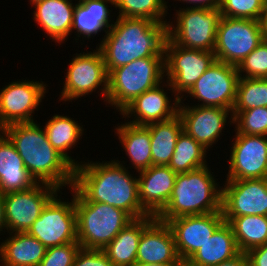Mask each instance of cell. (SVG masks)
<instances>
[{"mask_svg":"<svg viewBox=\"0 0 267 266\" xmlns=\"http://www.w3.org/2000/svg\"><path fill=\"white\" fill-rule=\"evenodd\" d=\"M118 160L111 162H82L74 168L70 188L85 201L101 202L120 208L133 219L150 216L138 197V178L132 177Z\"/></svg>","mask_w":267,"mask_h":266,"instance_id":"obj_1","label":"cell"},{"mask_svg":"<svg viewBox=\"0 0 267 266\" xmlns=\"http://www.w3.org/2000/svg\"><path fill=\"white\" fill-rule=\"evenodd\" d=\"M97 46L104 58L108 74L134 60L164 55L168 39V23L146 18L117 17L116 22Z\"/></svg>","mask_w":267,"mask_h":266,"instance_id":"obj_2","label":"cell"},{"mask_svg":"<svg viewBox=\"0 0 267 266\" xmlns=\"http://www.w3.org/2000/svg\"><path fill=\"white\" fill-rule=\"evenodd\" d=\"M33 122L15 123L3 132L14 144L24 166L37 183L73 186L74 167L50 144L44 128Z\"/></svg>","mask_w":267,"mask_h":266,"instance_id":"obj_3","label":"cell"},{"mask_svg":"<svg viewBox=\"0 0 267 266\" xmlns=\"http://www.w3.org/2000/svg\"><path fill=\"white\" fill-rule=\"evenodd\" d=\"M209 167L177 173L172 195L167 205L156 215L167 222L181 216L204 215L222 212L220 189Z\"/></svg>","mask_w":267,"mask_h":266,"instance_id":"obj_4","label":"cell"},{"mask_svg":"<svg viewBox=\"0 0 267 266\" xmlns=\"http://www.w3.org/2000/svg\"><path fill=\"white\" fill-rule=\"evenodd\" d=\"M77 238L81 248L103 250L133 218L124 210L85 201L75 190Z\"/></svg>","mask_w":267,"mask_h":266,"instance_id":"obj_5","label":"cell"},{"mask_svg":"<svg viewBox=\"0 0 267 266\" xmlns=\"http://www.w3.org/2000/svg\"><path fill=\"white\" fill-rule=\"evenodd\" d=\"M164 73V55L140 58L113 69L108 75L106 103L121 112L137 96L162 83Z\"/></svg>","mask_w":267,"mask_h":266,"instance_id":"obj_6","label":"cell"},{"mask_svg":"<svg viewBox=\"0 0 267 266\" xmlns=\"http://www.w3.org/2000/svg\"><path fill=\"white\" fill-rule=\"evenodd\" d=\"M175 16L176 24L168 23V39L173 44L190 49L214 51L221 18L220 8H180Z\"/></svg>","mask_w":267,"mask_h":266,"instance_id":"obj_7","label":"cell"},{"mask_svg":"<svg viewBox=\"0 0 267 266\" xmlns=\"http://www.w3.org/2000/svg\"><path fill=\"white\" fill-rule=\"evenodd\" d=\"M215 60V54L211 51L185 48L167 39L164 52L165 76H167L165 86L171 88L175 97L183 100L184 94Z\"/></svg>","mask_w":267,"mask_h":266,"instance_id":"obj_8","label":"cell"},{"mask_svg":"<svg viewBox=\"0 0 267 266\" xmlns=\"http://www.w3.org/2000/svg\"><path fill=\"white\" fill-rule=\"evenodd\" d=\"M263 39L261 21L221 16L213 53L216 60L237 67Z\"/></svg>","mask_w":267,"mask_h":266,"instance_id":"obj_9","label":"cell"},{"mask_svg":"<svg viewBox=\"0 0 267 266\" xmlns=\"http://www.w3.org/2000/svg\"><path fill=\"white\" fill-rule=\"evenodd\" d=\"M57 196L47 203L27 231L46 248L78 243L74 195L71 202L61 201Z\"/></svg>","mask_w":267,"mask_h":266,"instance_id":"obj_10","label":"cell"},{"mask_svg":"<svg viewBox=\"0 0 267 266\" xmlns=\"http://www.w3.org/2000/svg\"><path fill=\"white\" fill-rule=\"evenodd\" d=\"M80 53L72 58L66 72L65 84L60 100H77L88 95L98 88L101 90L104 102L108 92V72L103 55L98 47L89 53ZM101 86V88H100ZM103 87V88H102Z\"/></svg>","mask_w":267,"mask_h":266,"instance_id":"obj_11","label":"cell"},{"mask_svg":"<svg viewBox=\"0 0 267 266\" xmlns=\"http://www.w3.org/2000/svg\"><path fill=\"white\" fill-rule=\"evenodd\" d=\"M237 67L215 60L186 93L198 99L197 106L226 108L232 111L236 100Z\"/></svg>","mask_w":267,"mask_h":266,"instance_id":"obj_12","label":"cell"},{"mask_svg":"<svg viewBox=\"0 0 267 266\" xmlns=\"http://www.w3.org/2000/svg\"><path fill=\"white\" fill-rule=\"evenodd\" d=\"M58 191L50 184L37 183L30 189L4 194L7 232H27Z\"/></svg>","mask_w":267,"mask_h":266,"instance_id":"obj_13","label":"cell"},{"mask_svg":"<svg viewBox=\"0 0 267 266\" xmlns=\"http://www.w3.org/2000/svg\"><path fill=\"white\" fill-rule=\"evenodd\" d=\"M46 85L41 81H15L0 90V130L24 122H33L35 110L45 97Z\"/></svg>","mask_w":267,"mask_h":266,"instance_id":"obj_14","label":"cell"},{"mask_svg":"<svg viewBox=\"0 0 267 266\" xmlns=\"http://www.w3.org/2000/svg\"><path fill=\"white\" fill-rule=\"evenodd\" d=\"M226 180L267 178V136L235 134Z\"/></svg>","mask_w":267,"mask_h":266,"instance_id":"obj_15","label":"cell"},{"mask_svg":"<svg viewBox=\"0 0 267 266\" xmlns=\"http://www.w3.org/2000/svg\"><path fill=\"white\" fill-rule=\"evenodd\" d=\"M225 182L222 188L223 217L267 216V178Z\"/></svg>","mask_w":267,"mask_h":266,"instance_id":"obj_16","label":"cell"},{"mask_svg":"<svg viewBox=\"0 0 267 266\" xmlns=\"http://www.w3.org/2000/svg\"><path fill=\"white\" fill-rule=\"evenodd\" d=\"M224 222L222 212L204 215L181 216L168 220L177 253L182 260H188L211 238L215 230Z\"/></svg>","mask_w":267,"mask_h":266,"instance_id":"obj_17","label":"cell"},{"mask_svg":"<svg viewBox=\"0 0 267 266\" xmlns=\"http://www.w3.org/2000/svg\"><path fill=\"white\" fill-rule=\"evenodd\" d=\"M180 100L178 115L183 122V131L200 143L206 150L215 144L225 128L230 113V124L233 123L232 111L226 108L208 106H185Z\"/></svg>","mask_w":267,"mask_h":266,"instance_id":"obj_18","label":"cell"},{"mask_svg":"<svg viewBox=\"0 0 267 266\" xmlns=\"http://www.w3.org/2000/svg\"><path fill=\"white\" fill-rule=\"evenodd\" d=\"M172 102L160 83L156 87L137 96L120 114L124 118L135 116L132 121H128V123L135 125L163 122L178 115L180 99L175 97Z\"/></svg>","mask_w":267,"mask_h":266,"instance_id":"obj_19","label":"cell"},{"mask_svg":"<svg viewBox=\"0 0 267 266\" xmlns=\"http://www.w3.org/2000/svg\"><path fill=\"white\" fill-rule=\"evenodd\" d=\"M139 174L140 204L150 215L156 216L167 205L172 195L177 173L166 165H152Z\"/></svg>","mask_w":267,"mask_h":266,"instance_id":"obj_20","label":"cell"},{"mask_svg":"<svg viewBox=\"0 0 267 266\" xmlns=\"http://www.w3.org/2000/svg\"><path fill=\"white\" fill-rule=\"evenodd\" d=\"M180 257L170 227L157 218L142 232L136 262L177 263Z\"/></svg>","mask_w":267,"mask_h":266,"instance_id":"obj_21","label":"cell"},{"mask_svg":"<svg viewBox=\"0 0 267 266\" xmlns=\"http://www.w3.org/2000/svg\"><path fill=\"white\" fill-rule=\"evenodd\" d=\"M72 0H43L34 5L33 20L53 41L63 43L72 33L75 5Z\"/></svg>","mask_w":267,"mask_h":266,"instance_id":"obj_22","label":"cell"},{"mask_svg":"<svg viewBox=\"0 0 267 266\" xmlns=\"http://www.w3.org/2000/svg\"><path fill=\"white\" fill-rule=\"evenodd\" d=\"M2 133V135H1ZM0 133V194L24 191L37 182L29 174L14 144Z\"/></svg>","mask_w":267,"mask_h":266,"instance_id":"obj_23","label":"cell"},{"mask_svg":"<svg viewBox=\"0 0 267 266\" xmlns=\"http://www.w3.org/2000/svg\"><path fill=\"white\" fill-rule=\"evenodd\" d=\"M156 219L150 215L133 219L103 249L114 266H133L136 263L138 244L142 232Z\"/></svg>","mask_w":267,"mask_h":266,"instance_id":"obj_24","label":"cell"},{"mask_svg":"<svg viewBox=\"0 0 267 266\" xmlns=\"http://www.w3.org/2000/svg\"><path fill=\"white\" fill-rule=\"evenodd\" d=\"M9 234L0 245V266H39L47 248L27 232Z\"/></svg>","mask_w":267,"mask_h":266,"instance_id":"obj_25","label":"cell"},{"mask_svg":"<svg viewBox=\"0 0 267 266\" xmlns=\"http://www.w3.org/2000/svg\"><path fill=\"white\" fill-rule=\"evenodd\" d=\"M108 3L115 6V0H79L75 4L72 30H76L77 37L83 35L82 38L87 37L89 40L93 34L96 35L102 30L105 33L109 31L113 24L109 23L111 10L106 5Z\"/></svg>","mask_w":267,"mask_h":266,"instance_id":"obj_26","label":"cell"},{"mask_svg":"<svg viewBox=\"0 0 267 266\" xmlns=\"http://www.w3.org/2000/svg\"><path fill=\"white\" fill-rule=\"evenodd\" d=\"M240 253L231 226L223 222L188 260L194 266H213Z\"/></svg>","mask_w":267,"mask_h":266,"instance_id":"obj_27","label":"cell"},{"mask_svg":"<svg viewBox=\"0 0 267 266\" xmlns=\"http://www.w3.org/2000/svg\"><path fill=\"white\" fill-rule=\"evenodd\" d=\"M126 155L137 172L152 166L150 130L146 125L124 123L115 128Z\"/></svg>","mask_w":267,"mask_h":266,"instance_id":"obj_28","label":"cell"},{"mask_svg":"<svg viewBox=\"0 0 267 266\" xmlns=\"http://www.w3.org/2000/svg\"><path fill=\"white\" fill-rule=\"evenodd\" d=\"M150 130L152 165L168 166L174 153L178 136L183 131L179 115L174 118L146 125Z\"/></svg>","mask_w":267,"mask_h":266,"instance_id":"obj_29","label":"cell"},{"mask_svg":"<svg viewBox=\"0 0 267 266\" xmlns=\"http://www.w3.org/2000/svg\"><path fill=\"white\" fill-rule=\"evenodd\" d=\"M45 133L50 144L55 148V150L61 154L74 168L79 165L75 162L71 156L68 155L72 147L76 145L78 139L83 134V127L80 126L77 121L73 120L71 117L54 115L44 126Z\"/></svg>","mask_w":267,"mask_h":266,"instance_id":"obj_30","label":"cell"},{"mask_svg":"<svg viewBox=\"0 0 267 266\" xmlns=\"http://www.w3.org/2000/svg\"><path fill=\"white\" fill-rule=\"evenodd\" d=\"M224 221L231 226L240 252L267 243V216L224 217Z\"/></svg>","mask_w":267,"mask_h":266,"instance_id":"obj_31","label":"cell"},{"mask_svg":"<svg viewBox=\"0 0 267 266\" xmlns=\"http://www.w3.org/2000/svg\"><path fill=\"white\" fill-rule=\"evenodd\" d=\"M206 149L185 131L176 141L174 153L168 166L176 173L190 172L207 166Z\"/></svg>","mask_w":267,"mask_h":266,"instance_id":"obj_32","label":"cell"},{"mask_svg":"<svg viewBox=\"0 0 267 266\" xmlns=\"http://www.w3.org/2000/svg\"><path fill=\"white\" fill-rule=\"evenodd\" d=\"M258 107H267V78L239 77L232 116Z\"/></svg>","mask_w":267,"mask_h":266,"instance_id":"obj_33","label":"cell"},{"mask_svg":"<svg viewBox=\"0 0 267 266\" xmlns=\"http://www.w3.org/2000/svg\"><path fill=\"white\" fill-rule=\"evenodd\" d=\"M165 0H115V8L119 9L118 17L146 18L157 23L165 21L167 2Z\"/></svg>","mask_w":267,"mask_h":266,"instance_id":"obj_34","label":"cell"},{"mask_svg":"<svg viewBox=\"0 0 267 266\" xmlns=\"http://www.w3.org/2000/svg\"><path fill=\"white\" fill-rule=\"evenodd\" d=\"M233 124L237 133L267 136V107L240 111L233 117Z\"/></svg>","mask_w":267,"mask_h":266,"instance_id":"obj_35","label":"cell"},{"mask_svg":"<svg viewBox=\"0 0 267 266\" xmlns=\"http://www.w3.org/2000/svg\"><path fill=\"white\" fill-rule=\"evenodd\" d=\"M266 0H220L221 16L261 21Z\"/></svg>","mask_w":267,"mask_h":266,"instance_id":"obj_36","label":"cell"},{"mask_svg":"<svg viewBox=\"0 0 267 266\" xmlns=\"http://www.w3.org/2000/svg\"><path fill=\"white\" fill-rule=\"evenodd\" d=\"M239 77L267 78V39L262 42L237 66ZM246 74H243V73ZM243 74V76H242Z\"/></svg>","mask_w":267,"mask_h":266,"instance_id":"obj_37","label":"cell"},{"mask_svg":"<svg viewBox=\"0 0 267 266\" xmlns=\"http://www.w3.org/2000/svg\"><path fill=\"white\" fill-rule=\"evenodd\" d=\"M80 248L79 243L49 247L39 266H72Z\"/></svg>","mask_w":267,"mask_h":266,"instance_id":"obj_38","label":"cell"},{"mask_svg":"<svg viewBox=\"0 0 267 266\" xmlns=\"http://www.w3.org/2000/svg\"><path fill=\"white\" fill-rule=\"evenodd\" d=\"M72 266H114L103 250L80 248Z\"/></svg>","mask_w":267,"mask_h":266,"instance_id":"obj_39","label":"cell"},{"mask_svg":"<svg viewBox=\"0 0 267 266\" xmlns=\"http://www.w3.org/2000/svg\"><path fill=\"white\" fill-rule=\"evenodd\" d=\"M246 254L250 266H267V243L250 249Z\"/></svg>","mask_w":267,"mask_h":266,"instance_id":"obj_40","label":"cell"},{"mask_svg":"<svg viewBox=\"0 0 267 266\" xmlns=\"http://www.w3.org/2000/svg\"><path fill=\"white\" fill-rule=\"evenodd\" d=\"M213 266H250V263L247 254L245 252H240L234 258Z\"/></svg>","mask_w":267,"mask_h":266,"instance_id":"obj_41","label":"cell"},{"mask_svg":"<svg viewBox=\"0 0 267 266\" xmlns=\"http://www.w3.org/2000/svg\"><path fill=\"white\" fill-rule=\"evenodd\" d=\"M185 3L193 4L190 8H208L217 9L220 6V0H178ZM196 4V5H195Z\"/></svg>","mask_w":267,"mask_h":266,"instance_id":"obj_42","label":"cell"},{"mask_svg":"<svg viewBox=\"0 0 267 266\" xmlns=\"http://www.w3.org/2000/svg\"><path fill=\"white\" fill-rule=\"evenodd\" d=\"M6 229V220H5V210H4V200L3 195L0 194V231Z\"/></svg>","mask_w":267,"mask_h":266,"instance_id":"obj_43","label":"cell"},{"mask_svg":"<svg viewBox=\"0 0 267 266\" xmlns=\"http://www.w3.org/2000/svg\"><path fill=\"white\" fill-rule=\"evenodd\" d=\"M261 25L264 33V38L267 39V0L265 2L264 10H263V15L261 18Z\"/></svg>","mask_w":267,"mask_h":266,"instance_id":"obj_44","label":"cell"},{"mask_svg":"<svg viewBox=\"0 0 267 266\" xmlns=\"http://www.w3.org/2000/svg\"><path fill=\"white\" fill-rule=\"evenodd\" d=\"M175 263H168V264H162V263H141L136 262L133 266H173Z\"/></svg>","mask_w":267,"mask_h":266,"instance_id":"obj_45","label":"cell"},{"mask_svg":"<svg viewBox=\"0 0 267 266\" xmlns=\"http://www.w3.org/2000/svg\"><path fill=\"white\" fill-rule=\"evenodd\" d=\"M173 266H194V265L189 260H182V259H180Z\"/></svg>","mask_w":267,"mask_h":266,"instance_id":"obj_46","label":"cell"},{"mask_svg":"<svg viewBox=\"0 0 267 266\" xmlns=\"http://www.w3.org/2000/svg\"><path fill=\"white\" fill-rule=\"evenodd\" d=\"M40 1H43V0H30V4H35V3H37V2H40Z\"/></svg>","mask_w":267,"mask_h":266,"instance_id":"obj_47","label":"cell"}]
</instances>
